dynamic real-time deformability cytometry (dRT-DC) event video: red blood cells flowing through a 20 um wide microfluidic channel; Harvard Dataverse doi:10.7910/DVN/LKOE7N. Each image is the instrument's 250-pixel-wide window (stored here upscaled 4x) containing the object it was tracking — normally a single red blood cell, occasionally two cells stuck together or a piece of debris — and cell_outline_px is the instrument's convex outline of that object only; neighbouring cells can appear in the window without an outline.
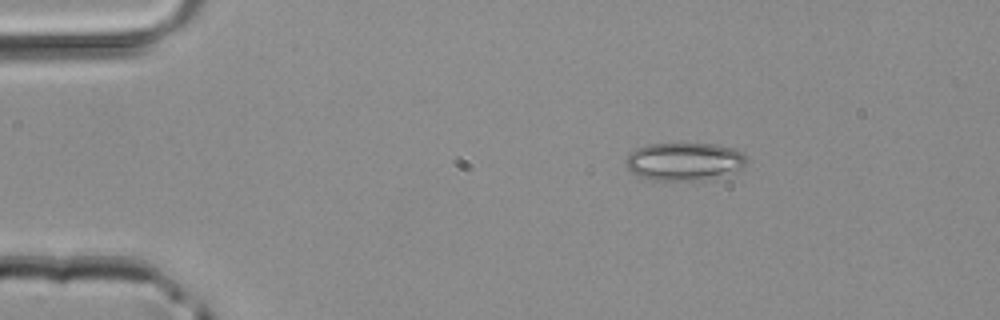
{"species": "common noctule bat (a hibernating species)", "species_latin": "Nyctalus noctula", "temperature_condition": "room temperature", "stored_images_in_passage": 3, "camera_frame_rate_fps": 3000, "um_per_image_px": 0.085, "animal": {"sex": "male", "body_mass_g": 20.4}, "frame": {"image": 1, "passage_image": 1, "time_ms": 0.0, "image_size_px": [1000, 320], "cell_outline_px": [[748, 160], [744, 168], [700, 180], [652, 180], [640, 176], [632, 172], [624, 164], [624, 160], [628, 152], [636, 148], [648, 144], [716, 144], [732, 148], [744, 152]], "centroid_in_image_um": [58.13, 13.71], "position_along_channel_um": 26.9, "area_um2": 26.7}}